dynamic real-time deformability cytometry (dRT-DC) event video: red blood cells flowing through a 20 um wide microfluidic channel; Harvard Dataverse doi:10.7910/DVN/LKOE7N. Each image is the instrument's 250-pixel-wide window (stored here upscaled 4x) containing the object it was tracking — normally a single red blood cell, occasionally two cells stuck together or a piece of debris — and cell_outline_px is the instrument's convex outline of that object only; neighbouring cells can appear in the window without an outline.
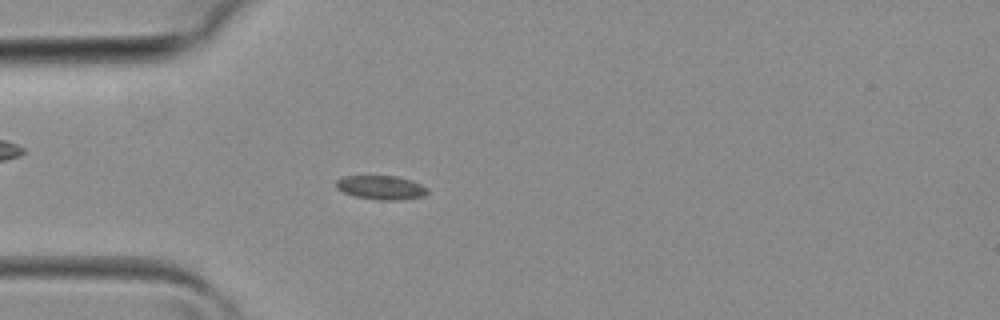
{"species": "common noctule bat (a hibernating species)", "species_latin": "Nyctalus noctula", "temperature_condition": "room temperature", "stored_images_in_passage": 40, "camera_frame_rate_fps": 3000, "um_per_image_px": 0.085, "animal": {"sex": "female", "body_mass_g": 19.3, "forearm_length_mm": 54.1}, "frame": {"image": 1, "passage_image": 11, "time_ms": 3.333, "image_size_px": [1000, 320], "cell_outline_px": [[428, 192], [424, 196], [396, 200], [380, 200], [356, 196], [344, 192], [336, 188], [336, 180], [344, 176], [396, 176], [412, 180], [428, 188]], "centroid_in_image_um": [32.4, 15.93], "position_along_channel_um": 52.6, "area_um2": 12.66}}
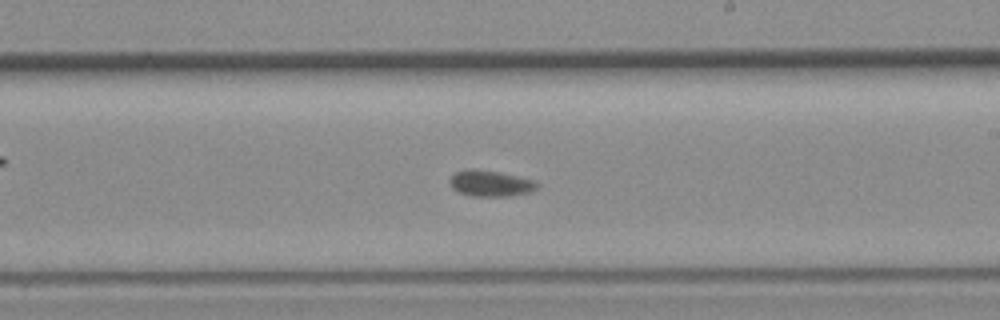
{"frame": {"image": 2, "passage_image": 23, "time_ms": 7.333, "image_size_px": [1000, 320], "cell_outline_px": [[540, 184], [536, 188], [528, 192], [508, 196], [472, 196], [456, 192], [448, 184], [448, 180], [456, 172], [468, 168], [476, 168], [500, 172], [536, 180]], "centroid_in_image_um": [41.65, 15.57], "position_along_channel_um": 247.4, "area_um2": 13.53}}
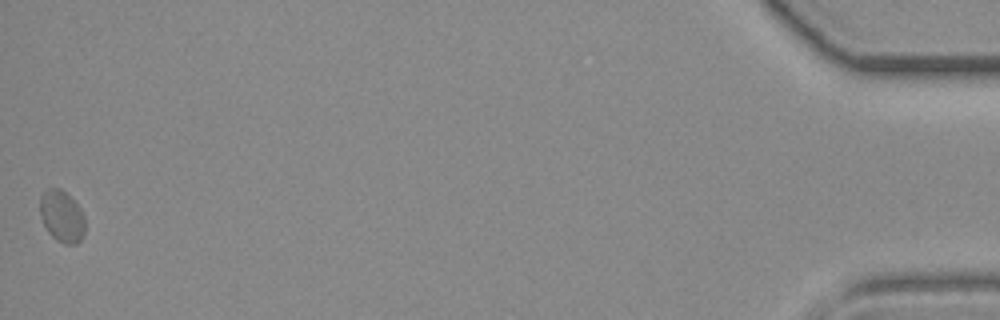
{"frame": {"image": 3, "passage_image": 40, "time_ms": 13.0, "image_size_px": [1000, 320], "cell_outline_px": [[84, 232], [80, 240], [76, 244], [64, 244], [56, 240], [48, 232], [44, 224], [40, 212], [40, 196], [44, 188], [60, 188], [80, 208], [84, 216]], "centroid_in_image_um": [5.23, 18.38], "position_along_channel_um": 430.0, "area_um2": 13.47}}